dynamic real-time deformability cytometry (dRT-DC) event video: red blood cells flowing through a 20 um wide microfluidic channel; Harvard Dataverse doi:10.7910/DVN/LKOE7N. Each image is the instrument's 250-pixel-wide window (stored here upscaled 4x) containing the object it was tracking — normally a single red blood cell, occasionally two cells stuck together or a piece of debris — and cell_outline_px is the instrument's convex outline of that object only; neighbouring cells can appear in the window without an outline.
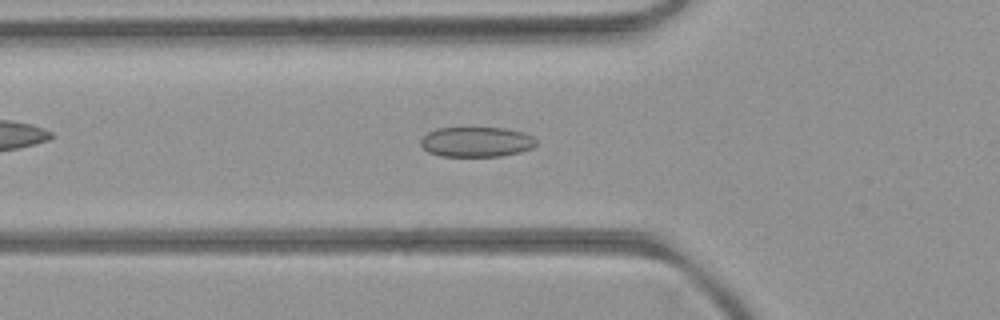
{"species": "common noctule bat (a hibernating species)", "species_latin": "Nyctalus noctula", "temperature_condition": "room temperature", "stored_images_in_passage": 52, "camera_frame_rate_fps": 3000, "um_per_image_px": 0.085, "animal": {"sex": "female", "body_mass_g": 21.9}, "frame": {"image": 1, "passage_image": 18, "time_ms": 5.667, "image_size_px": [1000, 320], "cell_outline_px": [[536, 144], [532, 148], [520, 152], [500, 156], [440, 156], [428, 152], [420, 144], [420, 140], [428, 132], [436, 128], [504, 128], [524, 132], [532, 136], [536, 140]], "centroid_in_image_um": [40.49, 12.06], "position_along_channel_um": 85.3, "area_um2": 20.23}}
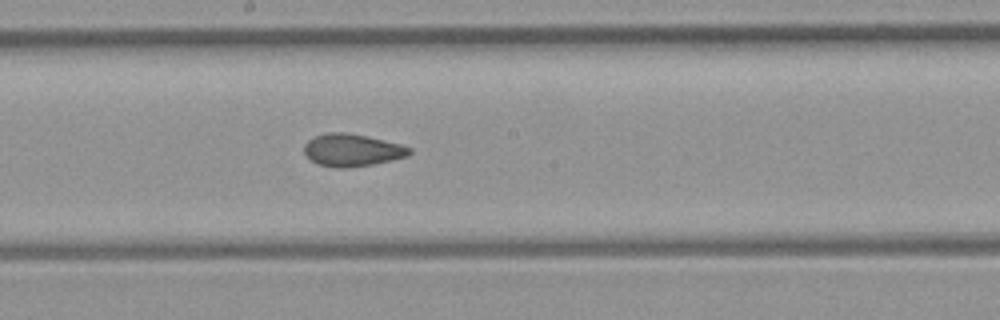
{"frame": {"image": 2, "passage_image": 28, "time_ms": 9.0, "image_size_px": [1000, 320], "cell_outline_px": [[412, 152], [408, 156], [372, 164], [344, 168], [316, 164], [304, 152], [304, 144], [308, 140], [316, 136], [328, 132], [344, 132], [364, 136], [400, 144], [412, 148]], "centroid_in_image_um": [29.92, 12.76], "position_along_channel_um": 218.3, "area_um2": 19.54}}
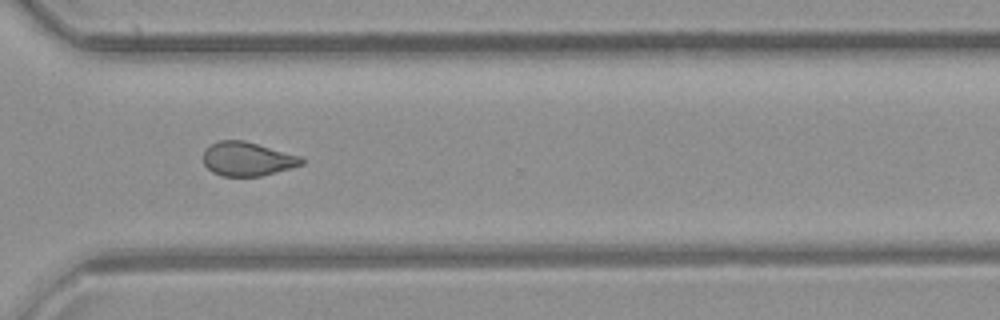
{"frame": {"image": 3, "passage_image": 38, "time_ms": 12.333, "image_size_px": [1000, 320], "cell_outline_px": [[304, 164], [260, 176], [224, 176], [212, 172], [204, 164], [204, 152], [212, 144], [220, 140], [244, 140], [300, 156], [304, 160]], "centroid_in_image_um": [21.03, 13.51], "position_along_channel_um": 349.6, "area_um2": 19.13}, "authors_computed_cell_mechanics": {"area_um2": 20.1433, "velocity_mm_per_s": 3.9531, "shape_relaxation_time_tau1_ms": null, "shape_relaxation_time_tau2_ms": 1.7841, "deformation_change_tau1": null, "deformation_change_tau2": 0.0857}}